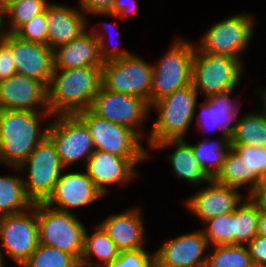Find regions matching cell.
I'll return each mask as SVG.
<instances>
[{
	"mask_svg": "<svg viewBox=\"0 0 266 267\" xmlns=\"http://www.w3.org/2000/svg\"><path fill=\"white\" fill-rule=\"evenodd\" d=\"M101 67L54 68L47 86L50 113L53 116L75 115L90 109L101 86Z\"/></svg>",
	"mask_w": 266,
	"mask_h": 267,
	"instance_id": "1",
	"label": "cell"
},
{
	"mask_svg": "<svg viewBox=\"0 0 266 267\" xmlns=\"http://www.w3.org/2000/svg\"><path fill=\"white\" fill-rule=\"evenodd\" d=\"M52 116L50 112L0 110V163L19 167L47 137L49 122L41 125Z\"/></svg>",
	"mask_w": 266,
	"mask_h": 267,
	"instance_id": "2",
	"label": "cell"
},
{
	"mask_svg": "<svg viewBox=\"0 0 266 267\" xmlns=\"http://www.w3.org/2000/svg\"><path fill=\"white\" fill-rule=\"evenodd\" d=\"M198 93L192 85L175 90L150 106L157 112V119L149 132L148 146L167 139H185L197 112Z\"/></svg>",
	"mask_w": 266,
	"mask_h": 267,
	"instance_id": "3",
	"label": "cell"
},
{
	"mask_svg": "<svg viewBox=\"0 0 266 267\" xmlns=\"http://www.w3.org/2000/svg\"><path fill=\"white\" fill-rule=\"evenodd\" d=\"M243 60L219 53L194 52L191 85L204 97L235 90L243 76Z\"/></svg>",
	"mask_w": 266,
	"mask_h": 267,
	"instance_id": "4",
	"label": "cell"
},
{
	"mask_svg": "<svg viewBox=\"0 0 266 267\" xmlns=\"http://www.w3.org/2000/svg\"><path fill=\"white\" fill-rule=\"evenodd\" d=\"M176 37L159 61L153 65L150 106L175 90L191 85V72L196 46Z\"/></svg>",
	"mask_w": 266,
	"mask_h": 267,
	"instance_id": "5",
	"label": "cell"
},
{
	"mask_svg": "<svg viewBox=\"0 0 266 267\" xmlns=\"http://www.w3.org/2000/svg\"><path fill=\"white\" fill-rule=\"evenodd\" d=\"M39 243L74 255L79 261L83 252L86 226L75 213L37 203Z\"/></svg>",
	"mask_w": 266,
	"mask_h": 267,
	"instance_id": "6",
	"label": "cell"
},
{
	"mask_svg": "<svg viewBox=\"0 0 266 267\" xmlns=\"http://www.w3.org/2000/svg\"><path fill=\"white\" fill-rule=\"evenodd\" d=\"M18 168L26 175L22 176L24 187L33 203L45 202L48 199L65 169L54 143L48 136L36 145Z\"/></svg>",
	"mask_w": 266,
	"mask_h": 267,
	"instance_id": "7",
	"label": "cell"
},
{
	"mask_svg": "<svg viewBox=\"0 0 266 267\" xmlns=\"http://www.w3.org/2000/svg\"><path fill=\"white\" fill-rule=\"evenodd\" d=\"M153 65L133 52L101 67V86L113 92L146 100L150 106Z\"/></svg>",
	"mask_w": 266,
	"mask_h": 267,
	"instance_id": "8",
	"label": "cell"
},
{
	"mask_svg": "<svg viewBox=\"0 0 266 267\" xmlns=\"http://www.w3.org/2000/svg\"><path fill=\"white\" fill-rule=\"evenodd\" d=\"M248 13H238L217 21L199 38L201 53H219L241 59L254 35L255 21Z\"/></svg>",
	"mask_w": 266,
	"mask_h": 267,
	"instance_id": "9",
	"label": "cell"
},
{
	"mask_svg": "<svg viewBox=\"0 0 266 267\" xmlns=\"http://www.w3.org/2000/svg\"><path fill=\"white\" fill-rule=\"evenodd\" d=\"M76 115L89 129L95 150L120 157H151L142 139L130 128L101 118L90 109Z\"/></svg>",
	"mask_w": 266,
	"mask_h": 267,
	"instance_id": "10",
	"label": "cell"
},
{
	"mask_svg": "<svg viewBox=\"0 0 266 267\" xmlns=\"http://www.w3.org/2000/svg\"><path fill=\"white\" fill-rule=\"evenodd\" d=\"M266 171V148L244 144H231L220 171L213 178L217 183L242 189L248 196L259 184Z\"/></svg>",
	"mask_w": 266,
	"mask_h": 267,
	"instance_id": "11",
	"label": "cell"
},
{
	"mask_svg": "<svg viewBox=\"0 0 266 267\" xmlns=\"http://www.w3.org/2000/svg\"><path fill=\"white\" fill-rule=\"evenodd\" d=\"M52 117L47 136L54 143L62 165L69 169L79 161L86 164L95 148L85 123L76 114Z\"/></svg>",
	"mask_w": 266,
	"mask_h": 267,
	"instance_id": "12",
	"label": "cell"
},
{
	"mask_svg": "<svg viewBox=\"0 0 266 267\" xmlns=\"http://www.w3.org/2000/svg\"><path fill=\"white\" fill-rule=\"evenodd\" d=\"M90 110L101 118L130 128L142 140L147 138L143 124L151 110L148 102L140 97L108 91L100 86Z\"/></svg>",
	"mask_w": 266,
	"mask_h": 267,
	"instance_id": "13",
	"label": "cell"
},
{
	"mask_svg": "<svg viewBox=\"0 0 266 267\" xmlns=\"http://www.w3.org/2000/svg\"><path fill=\"white\" fill-rule=\"evenodd\" d=\"M0 241L6 257L21 267L39 244L37 203L24 212L0 217Z\"/></svg>",
	"mask_w": 266,
	"mask_h": 267,
	"instance_id": "14",
	"label": "cell"
},
{
	"mask_svg": "<svg viewBox=\"0 0 266 267\" xmlns=\"http://www.w3.org/2000/svg\"><path fill=\"white\" fill-rule=\"evenodd\" d=\"M147 159L148 157H120L94 150L84 168L101 193L108 196L110 185L124 186L125 183L134 181V177L138 176L136 165Z\"/></svg>",
	"mask_w": 266,
	"mask_h": 267,
	"instance_id": "15",
	"label": "cell"
},
{
	"mask_svg": "<svg viewBox=\"0 0 266 267\" xmlns=\"http://www.w3.org/2000/svg\"><path fill=\"white\" fill-rule=\"evenodd\" d=\"M2 40L10 47L17 74L48 86L54 69L53 50L48 45L18 38L2 32Z\"/></svg>",
	"mask_w": 266,
	"mask_h": 267,
	"instance_id": "16",
	"label": "cell"
},
{
	"mask_svg": "<svg viewBox=\"0 0 266 267\" xmlns=\"http://www.w3.org/2000/svg\"><path fill=\"white\" fill-rule=\"evenodd\" d=\"M208 248L201 229L183 233L154 251V267H205Z\"/></svg>",
	"mask_w": 266,
	"mask_h": 267,
	"instance_id": "17",
	"label": "cell"
},
{
	"mask_svg": "<svg viewBox=\"0 0 266 267\" xmlns=\"http://www.w3.org/2000/svg\"><path fill=\"white\" fill-rule=\"evenodd\" d=\"M66 170L68 169L65 168L61 173L45 204L60 211L74 213L71 209L86 207L106 197L86 172Z\"/></svg>",
	"mask_w": 266,
	"mask_h": 267,
	"instance_id": "18",
	"label": "cell"
},
{
	"mask_svg": "<svg viewBox=\"0 0 266 267\" xmlns=\"http://www.w3.org/2000/svg\"><path fill=\"white\" fill-rule=\"evenodd\" d=\"M206 184L207 187L202 185L195 194L184 200L190 213L202 223L219 215L233 212L246 198L238 191L239 189L217 183L214 179Z\"/></svg>",
	"mask_w": 266,
	"mask_h": 267,
	"instance_id": "19",
	"label": "cell"
},
{
	"mask_svg": "<svg viewBox=\"0 0 266 267\" xmlns=\"http://www.w3.org/2000/svg\"><path fill=\"white\" fill-rule=\"evenodd\" d=\"M0 110L50 112L47 87L35 79L14 74L0 81Z\"/></svg>",
	"mask_w": 266,
	"mask_h": 267,
	"instance_id": "20",
	"label": "cell"
},
{
	"mask_svg": "<svg viewBox=\"0 0 266 267\" xmlns=\"http://www.w3.org/2000/svg\"><path fill=\"white\" fill-rule=\"evenodd\" d=\"M233 91L235 90L213 94L205 98L203 103H197L201 109L199 114H196L197 127L199 126L200 130H218L220 135H228L231 138L240 119L237 118L240 109L237 102L240 101L231 97Z\"/></svg>",
	"mask_w": 266,
	"mask_h": 267,
	"instance_id": "21",
	"label": "cell"
},
{
	"mask_svg": "<svg viewBox=\"0 0 266 267\" xmlns=\"http://www.w3.org/2000/svg\"><path fill=\"white\" fill-rule=\"evenodd\" d=\"M136 207L109 215L98 223L120 252L146 247V226L141 208Z\"/></svg>",
	"mask_w": 266,
	"mask_h": 267,
	"instance_id": "22",
	"label": "cell"
},
{
	"mask_svg": "<svg viewBox=\"0 0 266 267\" xmlns=\"http://www.w3.org/2000/svg\"><path fill=\"white\" fill-rule=\"evenodd\" d=\"M87 17L78 7L51 2L46 7L47 45L53 50L78 37L90 25Z\"/></svg>",
	"mask_w": 266,
	"mask_h": 267,
	"instance_id": "23",
	"label": "cell"
},
{
	"mask_svg": "<svg viewBox=\"0 0 266 267\" xmlns=\"http://www.w3.org/2000/svg\"><path fill=\"white\" fill-rule=\"evenodd\" d=\"M87 28L82 34L53 49L54 68L72 69L90 66H102L97 39Z\"/></svg>",
	"mask_w": 266,
	"mask_h": 267,
	"instance_id": "24",
	"label": "cell"
},
{
	"mask_svg": "<svg viewBox=\"0 0 266 267\" xmlns=\"http://www.w3.org/2000/svg\"><path fill=\"white\" fill-rule=\"evenodd\" d=\"M175 147L173 153L165 155L172 164V173L175 178L186 180L195 187L207 183L212 178L205 172L197 159L194 157L192 146L185 139H167L156 143L151 150Z\"/></svg>",
	"mask_w": 266,
	"mask_h": 267,
	"instance_id": "25",
	"label": "cell"
},
{
	"mask_svg": "<svg viewBox=\"0 0 266 267\" xmlns=\"http://www.w3.org/2000/svg\"><path fill=\"white\" fill-rule=\"evenodd\" d=\"M89 234L85 231L83 252L80 259L81 267H106L119 256L120 251L105 230L97 224ZM96 258L99 259L96 263Z\"/></svg>",
	"mask_w": 266,
	"mask_h": 267,
	"instance_id": "26",
	"label": "cell"
},
{
	"mask_svg": "<svg viewBox=\"0 0 266 267\" xmlns=\"http://www.w3.org/2000/svg\"><path fill=\"white\" fill-rule=\"evenodd\" d=\"M19 175L0 176V217L24 212L34 206L28 197L18 167L9 166Z\"/></svg>",
	"mask_w": 266,
	"mask_h": 267,
	"instance_id": "27",
	"label": "cell"
},
{
	"mask_svg": "<svg viewBox=\"0 0 266 267\" xmlns=\"http://www.w3.org/2000/svg\"><path fill=\"white\" fill-rule=\"evenodd\" d=\"M214 141L203 139L192 145L194 157L213 179L220 171L226 153L231 148V140L228 135H219Z\"/></svg>",
	"mask_w": 266,
	"mask_h": 267,
	"instance_id": "28",
	"label": "cell"
},
{
	"mask_svg": "<svg viewBox=\"0 0 266 267\" xmlns=\"http://www.w3.org/2000/svg\"><path fill=\"white\" fill-rule=\"evenodd\" d=\"M251 111L243 115L231 136V144H244L266 148V111Z\"/></svg>",
	"mask_w": 266,
	"mask_h": 267,
	"instance_id": "29",
	"label": "cell"
},
{
	"mask_svg": "<svg viewBox=\"0 0 266 267\" xmlns=\"http://www.w3.org/2000/svg\"><path fill=\"white\" fill-rule=\"evenodd\" d=\"M259 210L248 196L233 211L234 244L246 245L258 231Z\"/></svg>",
	"mask_w": 266,
	"mask_h": 267,
	"instance_id": "30",
	"label": "cell"
},
{
	"mask_svg": "<svg viewBox=\"0 0 266 267\" xmlns=\"http://www.w3.org/2000/svg\"><path fill=\"white\" fill-rule=\"evenodd\" d=\"M51 2L47 0H18L9 4L2 12V32L14 33L21 25L43 13ZM9 17L8 23L5 21ZM6 23L9 25L5 29ZM8 30V31H7Z\"/></svg>",
	"mask_w": 266,
	"mask_h": 267,
	"instance_id": "31",
	"label": "cell"
},
{
	"mask_svg": "<svg viewBox=\"0 0 266 267\" xmlns=\"http://www.w3.org/2000/svg\"><path fill=\"white\" fill-rule=\"evenodd\" d=\"M208 252L205 267H251L253 265L246 245L213 246Z\"/></svg>",
	"mask_w": 266,
	"mask_h": 267,
	"instance_id": "32",
	"label": "cell"
},
{
	"mask_svg": "<svg viewBox=\"0 0 266 267\" xmlns=\"http://www.w3.org/2000/svg\"><path fill=\"white\" fill-rule=\"evenodd\" d=\"M21 267H81V265L74 255L39 243Z\"/></svg>",
	"mask_w": 266,
	"mask_h": 267,
	"instance_id": "33",
	"label": "cell"
},
{
	"mask_svg": "<svg viewBox=\"0 0 266 267\" xmlns=\"http://www.w3.org/2000/svg\"><path fill=\"white\" fill-rule=\"evenodd\" d=\"M203 231L209 247L234 244L233 212L205 221Z\"/></svg>",
	"mask_w": 266,
	"mask_h": 267,
	"instance_id": "34",
	"label": "cell"
},
{
	"mask_svg": "<svg viewBox=\"0 0 266 267\" xmlns=\"http://www.w3.org/2000/svg\"><path fill=\"white\" fill-rule=\"evenodd\" d=\"M47 32L45 9L43 13L36 15L21 25L13 34L25 41L47 45Z\"/></svg>",
	"mask_w": 266,
	"mask_h": 267,
	"instance_id": "35",
	"label": "cell"
},
{
	"mask_svg": "<svg viewBox=\"0 0 266 267\" xmlns=\"http://www.w3.org/2000/svg\"><path fill=\"white\" fill-rule=\"evenodd\" d=\"M106 267H154V253H147L145 248L121 251Z\"/></svg>",
	"mask_w": 266,
	"mask_h": 267,
	"instance_id": "36",
	"label": "cell"
},
{
	"mask_svg": "<svg viewBox=\"0 0 266 267\" xmlns=\"http://www.w3.org/2000/svg\"><path fill=\"white\" fill-rule=\"evenodd\" d=\"M99 25H100L101 30H102L101 32H107V33L109 32V34L112 32V28L106 22H101V23H99ZM90 31H91L92 35L98 41L100 56H101V59L104 63L114 61L117 59H122L125 56H128L132 53V52H129L127 50L125 51V49L124 50L119 49V47H117V45H112V47L108 46V43L107 44L105 43L106 42L105 36L102 35L101 32L98 31V29H96V27L94 28L92 26L90 28Z\"/></svg>",
	"mask_w": 266,
	"mask_h": 267,
	"instance_id": "37",
	"label": "cell"
},
{
	"mask_svg": "<svg viewBox=\"0 0 266 267\" xmlns=\"http://www.w3.org/2000/svg\"><path fill=\"white\" fill-rule=\"evenodd\" d=\"M17 74L10 47L2 40L0 34V81Z\"/></svg>",
	"mask_w": 266,
	"mask_h": 267,
	"instance_id": "38",
	"label": "cell"
},
{
	"mask_svg": "<svg viewBox=\"0 0 266 267\" xmlns=\"http://www.w3.org/2000/svg\"><path fill=\"white\" fill-rule=\"evenodd\" d=\"M246 247L253 264L266 266V237L256 235Z\"/></svg>",
	"mask_w": 266,
	"mask_h": 267,
	"instance_id": "39",
	"label": "cell"
},
{
	"mask_svg": "<svg viewBox=\"0 0 266 267\" xmlns=\"http://www.w3.org/2000/svg\"><path fill=\"white\" fill-rule=\"evenodd\" d=\"M137 2L136 0H114L112 10L109 13H93L90 14L94 16L101 15L112 16L114 18H127L129 15L137 11Z\"/></svg>",
	"mask_w": 266,
	"mask_h": 267,
	"instance_id": "40",
	"label": "cell"
},
{
	"mask_svg": "<svg viewBox=\"0 0 266 267\" xmlns=\"http://www.w3.org/2000/svg\"><path fill=\"white\" fill-rule=\"evenodd\" d=\"M114 0H78V8L86 15L93 13H109Z\"/></svg>",
	"mask_w": 266,
	"mask_h": 267,
	"instance_id": "41",
	"label": "cell"
},
{
	"mask_svg": "<svg viewBox=\"0 0 266 267\" xmlns=\"http://www.w3.org/2000/svg\"><path fill=\"white\" fill-rule=\"evenodd\" d=\"M249 199L257 206L259 211L266 212V188L256 187L249 195Z\"/></svg>",
	"mask_w": 266,
	"mask_h": 267,
	"instance_id": "42",
	"label": "cell"
},
{
	"mask_svg": "<svg viewBox=\"0 0 266 267\" xmlns=\"http://www.w3.org/2000/svg\"><path fill=\"white\" fill-rule=\"evenodd\" d=\"M257 235L266 237V212L259 211Z\"/></svg>",
	"mask_w": 266,
	"mask_h": 267,
	"instance_id": "43",
	"label": "cell"
},
{
	"mask_svg": "<svg viewBox=\"0 0 266 267\" xmlns=\"http://www.w3.org/2000/svg\"><path fill=\"white\" fill-rule=\"evenodd\" d=\"M258 94H259L258 96H260V99H261L260 102L262 103L261 107H263L266 111V89H264V90L260 89V91L258 89Z\"/></svg>",
	"mask_w": 266,
	"mask_h": 267,
	"instance_id": "44",
	"label": "cell"
},
{
	"mask_svg": "<svg viewBox=\"0 0 266 267\" xmlns=\"http://www.w3.org/2000/svg\"><path fill=\"white\" fill-rule=\"evenodd\" d=\"M18 0H0V10L1 12L11 3Z\"/></svg>",
	"mask_w": 266,
	"mask_h": 267,
	"instance_id": "45",
	"label": "cell"
},
{
	"mask_svg": "<svg viewBox=\"0 0 266 267\" xmlns=\"http://www.w3.org/2000/svg\"><path fill=\"white\" fill-rule=\"evenodd\" d=\"M257 187H265L266 188V171L261 175L259 184Z\"/></svg>",
	"mask_w": 266,
	"mask_h": 267,
	"instance_id": "46",
	"label": "cell"
},
{
	"mask_svg": "<svg viewBox=\"0 0 266 267\" xmlns=\"http://www.w3.org/2000/svg\"><path fill=\"white\" fill-rule=\"evenodd\" d=\"M3 255H6V254H3L1 248H0V267H5L6 264H4V256Z\"/></svg>",
	"mask_w": 266,
	"mask_h": 267,
	"instance_id": "47",
	"label": "cell"
},
{
	"mask_svg": "<svg viewBox=\"0 0 266 267\" xmlns=\"http://www.w3.org/2000/svg\"><path fill=\"white\" fill-rule=\"evenodd\" d=\"M0 34H2V15L0 10Z\"/></svg>",
	"mask_w": 266,
	"mask_h": 267,
	"instance_id": "48",
	"label": "cell"
},
{
	"mask_svg": "<svg viewBox=\"0 0 266 267\" xmlns=\"http://www.w3.org/2000/svg\"><path fill=\"white\" fill-rule=\"evenodd\" d=\"M251 267H266V266L253 264Z\"/></svg>",
	"mask_w": 266,
	"mask_h": 267,
	"instance_id": "49",
	"label": "cell"
}]
</instances>
